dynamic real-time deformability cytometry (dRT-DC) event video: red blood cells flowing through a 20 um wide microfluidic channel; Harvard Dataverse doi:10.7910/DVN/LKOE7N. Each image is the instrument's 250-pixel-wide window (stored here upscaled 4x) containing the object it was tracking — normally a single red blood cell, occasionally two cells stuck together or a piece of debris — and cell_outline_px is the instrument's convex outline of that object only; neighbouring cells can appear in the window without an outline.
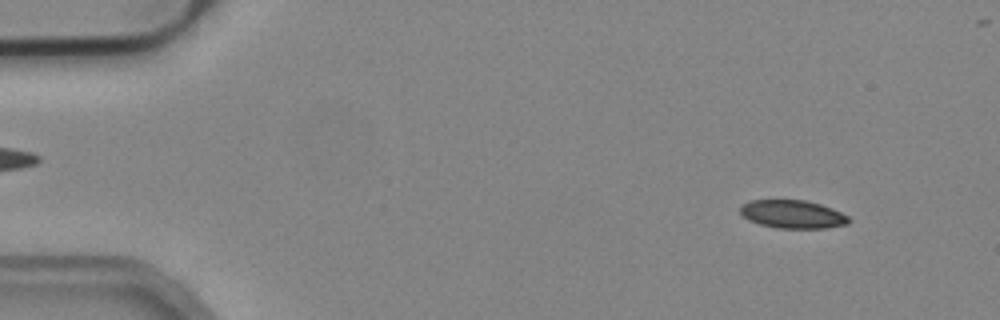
{"species": "common noctule bat (a hibernating species)", "species_latin": "Nyctalus noctula", "temperature_condition": "cold", "stored_images_in_passage": 53, "camera_frame_rate_fps": 3000, "um_per_image_px": 0.085, "animal": {"sex": "male", "body_mass_g": 19.2, "forearm_length_mm": 51.8}, "frame": {"image": 1, "passage_image": 4, "time_ms": 1.0, "image_size_px": [1000, 320], "cell_outline_px": [[852, 220], [848, 224], [828, 228], [776, 228], [760, 224], [748, 220], [740, 212], [740, 204], [748, 200], [804, 200], [820, 204], [832, 208], [848, 216]], "centroid_in_image_um": [67.37, 18.21], "position_along_channel_um": 17.6, "area_um2": 17.98}}
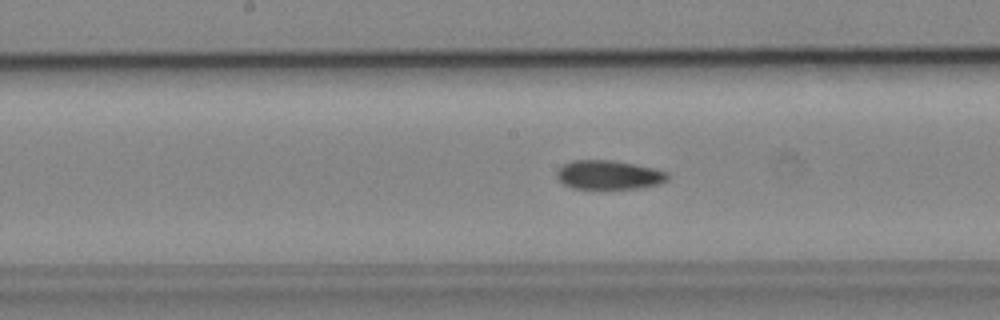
{"frame": {"image": 2, "passage_image": 26, "time_ms": 8.333, "image_size_px": [1000, 320], "cell_outline_px": [[668, 180], [660, 184], [636, 188], [572, 188], [564, 184], [556, 176], [556, 172], [564, 164], [572, 160], [612, 160], [652, 168], [668, 172]], "centroid_in_image_um": [51.75, 14.86], "position_along_channel_um": 196.5, "area_um2": 18.5}}
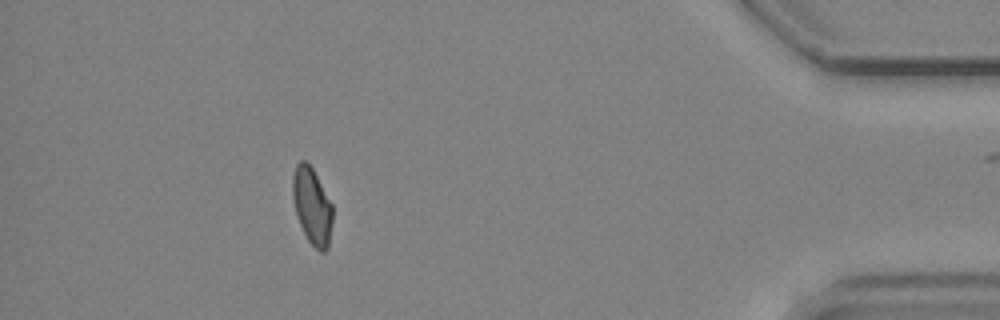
{"frame": {"image": 3, "passage_image": 47, "time_ms": 15.333, "image_size_px": [1000, 320], "cell_outline_px": [[332, 220], [328, 248], [324, 252], [320, 252], [308, 240], [296, 216], [292, 196], [292, 176], [296, 164], [300, 160], [304, 160], [312, 168], [332, 204]], "centroid_in_image_um": [26.51, 17.51], "position_along_channel_um": 408.7, "area_um2": 17.74}, "authors_computed_cell_mechanics": {"area_um2": 18.7272, "velocity_mm_per_s": 3.8218, "shape_relaxation_time_tau1_ms": null, "shape_relaxation_time_tau2_ms": 7.9139, "deformation_change_tau1": null, "deformation_change_tau2": 0.117}}